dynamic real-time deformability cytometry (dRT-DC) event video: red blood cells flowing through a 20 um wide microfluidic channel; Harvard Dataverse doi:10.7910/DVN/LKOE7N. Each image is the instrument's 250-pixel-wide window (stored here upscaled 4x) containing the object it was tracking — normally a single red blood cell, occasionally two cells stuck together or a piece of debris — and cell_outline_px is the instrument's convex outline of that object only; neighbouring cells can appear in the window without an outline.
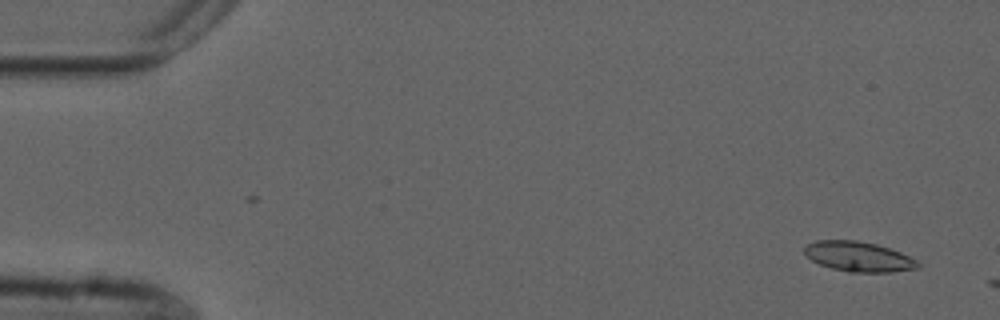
{"species": "common noctule bat (a hibernating species)", "species_latin": "Nyctalus noctula", "temperature_condition": "cold", "stored_images_in_passage": 4, "camera_frame_rate_fps": 3000, "um_per_image_px": 0.085, "animal": {"sex": "male", "forearm_length_mm": 52.5}, "frame": {"image": 1, "passage_image": 3, "time_ms": 0.667, "image_size_px": [1000, 320], "cell_outline_px": [[920, 268], [892, 272], [848, 272], [832, 268], [820, 264], [812, 260], [804, 252], [804, 248], [808, 244], [816, 240], [856, 240], [876, 244], [900, 252], [916, 260], [920, 264]], "centroid_in_image_um": [72.99, 21.81], "position_along_channel_um": 12.0, "area_um2": 19.71}}